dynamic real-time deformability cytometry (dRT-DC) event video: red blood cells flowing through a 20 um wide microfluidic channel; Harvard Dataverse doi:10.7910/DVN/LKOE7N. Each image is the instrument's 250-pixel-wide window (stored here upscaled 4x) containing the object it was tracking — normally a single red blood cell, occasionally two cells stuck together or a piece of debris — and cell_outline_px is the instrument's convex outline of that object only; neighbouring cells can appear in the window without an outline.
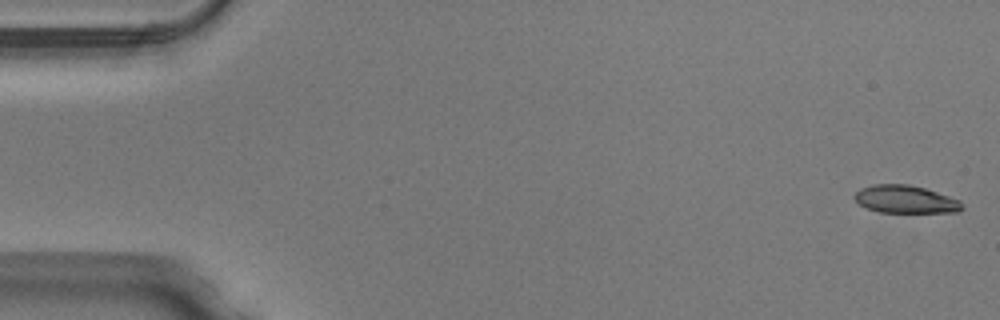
{"species": "Egyptian fruit bat (a non-hibernating species)", "species_latin": "Rousettus aegyptiacus", "temperature_condition": "warm", "stored_images_in_passage": 50, "camera_frame_rate_fps": 3000, "um_per_image_px": 0.085, "animal": {"sex": "male"}, "frame": {"image": 1, "passage_image": 1, "time_ms": 0.0, "image_size_px": [1000, 320], "cell_outline_px": [[964, 208], [960, 212], [880, 212], [864, 208], [852, 196], [860, 188], [872, 184], [908, 184], [924, 188], [960, 200]], "centroid_in_image_um": [76.94, 16.94], "position_along_channel_um": 8.1, "area_um2": 17.46}}
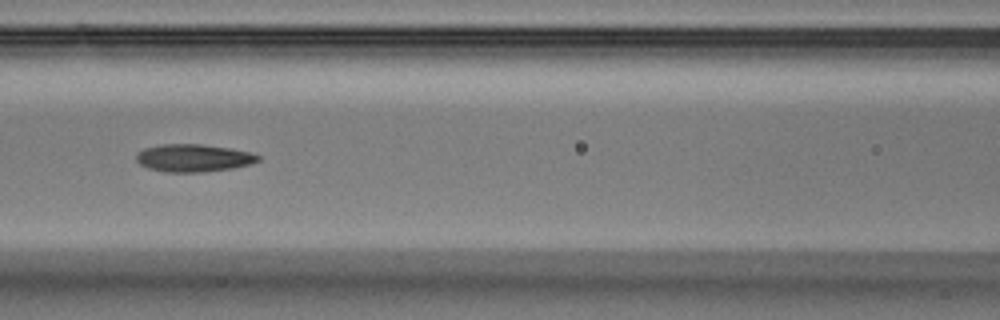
{"frame": {"image": 2, "passage_image": 22, "time_ms": 7.0, "image_size_px": [1000, 320], "cell_outline_px": [[260, 160], [248, 164], [232, 168], [204, 172], [164, 172], [148, 168], [140, 164], [136, 160], [136, 152], [144, 148], [160, 144], [200, 144], [232, 148], [248, 152], [260, 156]], "centroid_in_image_um": [16.4, 13.42], "position_along_channel_um": 150.2, "area_um2": 19.65}}
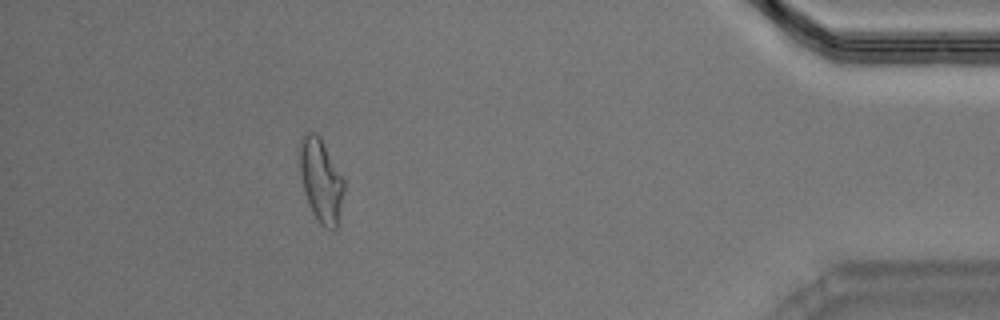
{"frame": {"image": 3, "passage_image": 45, "time_ms": 14.667, "image_size_px": [1000, 320], "cell_outline_px": [[344, 192], [336, 228], [324, 228], [316, 220], [312, 212], [304, 188], [300, 172], [300, 140], [304, 132], [316, 132], [320, 136], [344, 180]], "centroid_in_image_um": [27.28, 15.31], "position_along_channel_um": 407.9, "area_um2": 21.21}, "authors_computed_cell_mechanics": {"area_um2": 19.363, "velocity_mm_per_s": 4.0336, "shape_relaxation_time_tau1_ms": 6.7391, "shape_relaxation_time_tau2_ms": 2.628, "deformation_change_tau1": 0.2118, "deformation_change_tau2": 0.0962}}